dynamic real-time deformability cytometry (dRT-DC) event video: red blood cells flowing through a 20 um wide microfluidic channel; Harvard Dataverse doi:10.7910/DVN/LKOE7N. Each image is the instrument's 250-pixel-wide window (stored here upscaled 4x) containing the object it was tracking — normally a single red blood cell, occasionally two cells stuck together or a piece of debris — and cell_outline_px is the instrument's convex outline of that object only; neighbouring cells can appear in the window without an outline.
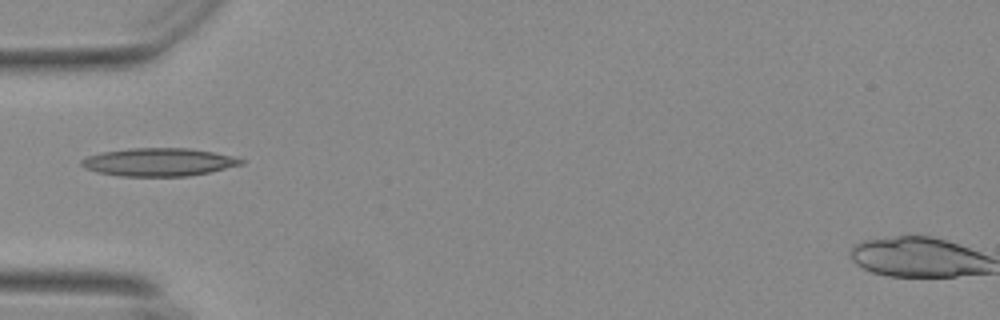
{"species": "Egyptian fruit bat (a non-hibernating species)", "species_latin": "Rousettus aegyptiacus", "temperature_condition": "warm", "stored_images_in_passage": 38, "camera_frame_rate_fps": 3000, "um_per_image_px": 0.085, "animal": {"sex": "female"}, "frame": {"image": 1, "passage_image": 1, "time_ms": 0.0, "image_size_px": [1000, 320], "cell_outline_px": [[248, 160], [244, 164], [208, 172], [188, 176], [120, 176], [96, 172], [84, 168], [80, 164], [80, 160], [88, 156], [100, 152], [128, 148], [188, 148], [212, 152], [232, 156]], "centroid_in_image_um": [13.47, 13.77], "position_along_channel_um": 71.5, "area_um2": 26.18}}
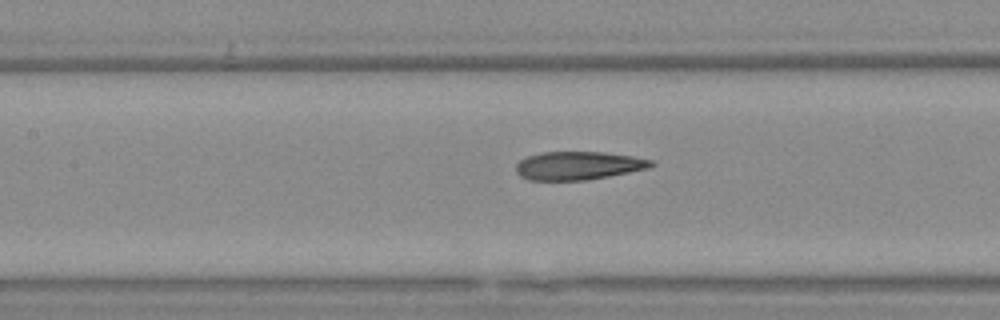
{"frame": {"image": 2, "passage_image": 8, "time_ms": 2.333, "image_size_px": [1000, 320], "cell_outline_px": [[656, 164], [648, 168], [608, 176], [584, 180], [528, 180], [520, 176], [516, 172], [516, 164], [520, 160], [528, 156], [540, 152], [604, 152], [632, 156], [652, 160]], "centroid_in_image_um": [49.13, 14.07], "position_along_channel_um": 158.3, "area_um2": 22.2}}
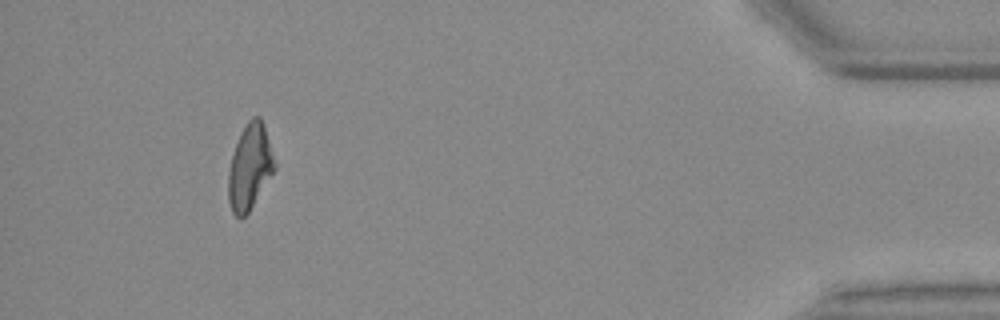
{"frame": {"image": 3, "passage_image": 34, "time_ms": 11.0, "image_size_px": [1000, 320], "cell_outline_px": [[276, 168], [248, 212], [240, 220], [232, 212], [228, 200], [228, 172], [232, 156], [236, 144], [248, 120], [252, 116], [260, 116], [264, 124], [276, 164]], "centroid_in_image_um": [21.23, 14.2], "position_along_channel_um": 414.0, "area_um2": 22.77}, "authors_computed_cell_mechanics": {"area_um2": 22.831, "velocity_mm_per_s": 3.6835, "shape_relaxation_time_tau1_ms": null, "shape_relaxation_time_tau2_ms": 2.4909, "deformation_change_tau1": null, "deformation_change_tau2": 0.1136}}